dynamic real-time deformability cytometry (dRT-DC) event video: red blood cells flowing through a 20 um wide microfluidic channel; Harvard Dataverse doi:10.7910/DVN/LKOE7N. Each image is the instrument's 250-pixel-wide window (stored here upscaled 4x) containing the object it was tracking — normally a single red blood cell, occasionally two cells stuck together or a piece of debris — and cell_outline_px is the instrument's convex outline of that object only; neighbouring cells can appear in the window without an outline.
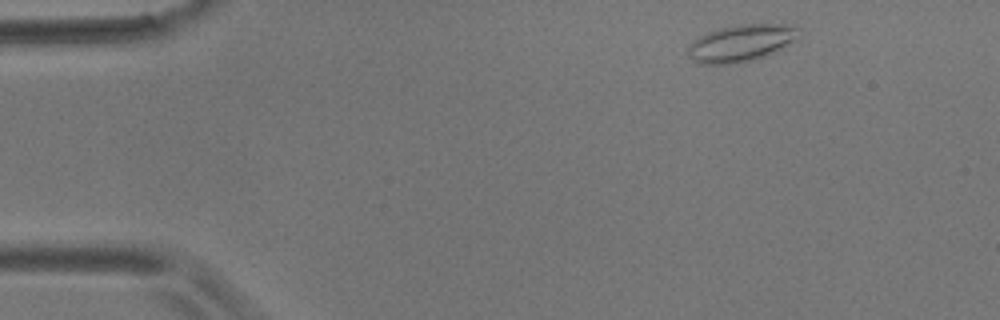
{"species": "common noctule bat (a hibernating species)", "species_latin": "Nyctalus noctula", "temperature_condition": "room temperature", "stored_images_in_passage": 5, "camera_frame_rate_fps": 3000, "um_per_image_px": 0.085, "animal": {"sex": "male", "body_mass_g": 17.9}, "frame": {"image": 1, "passage_image": 1, "time_ms": 0.0, "image_size_px": [1000, 320], "cell_outline_px": [[800, 28], [796, 40], [776, 52], [752, 60], [736, 64], [700, 64], [692, 60], [688, 56], [688, 44], [700, 36], [708, 32], [720, 28], [740, 24], [792, 24]], "centroid_in_image_um": [63.0, 3.66], "position_along_channel_um": 22.0, "area_um2": 24.1}}